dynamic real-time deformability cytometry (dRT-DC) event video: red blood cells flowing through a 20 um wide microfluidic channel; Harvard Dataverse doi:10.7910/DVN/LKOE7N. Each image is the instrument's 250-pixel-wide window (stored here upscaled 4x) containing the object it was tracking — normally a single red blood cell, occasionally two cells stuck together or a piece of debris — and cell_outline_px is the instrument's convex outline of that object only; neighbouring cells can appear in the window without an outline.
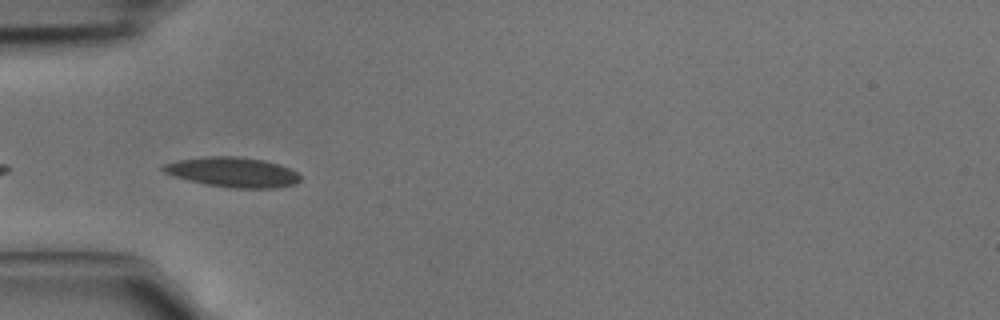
{"species": "common noctule bat (a hibernating species)", "species_latin": "Nyctalus noctula", "temperature_condition": "cold", "stored_images_in_passage": 4, "camera_frame_rate_fps": 3000, "um_per_image_px": 0.085, "animal": {"sex": "male", "body_mass_g": 15.6}, "frame": {"image": 1, "passage_image": 3, "time_ms": 0.667, "image_size_px": [1000, 320], "cell_outline_px": [[300, 180], [296, 184], [276, 188], [232, 188], [208, 184], [188, 180], [164, 172], [160, 168], [164, 164], [176, 160], [204, 156], [236, 156], [264, 160], [288, 168], [296, 172], [300, 176]], "centroid_in_image_um": [19.77, 14.63], "position_along_channel_um": 65.2, "area_um2": 23.76}}